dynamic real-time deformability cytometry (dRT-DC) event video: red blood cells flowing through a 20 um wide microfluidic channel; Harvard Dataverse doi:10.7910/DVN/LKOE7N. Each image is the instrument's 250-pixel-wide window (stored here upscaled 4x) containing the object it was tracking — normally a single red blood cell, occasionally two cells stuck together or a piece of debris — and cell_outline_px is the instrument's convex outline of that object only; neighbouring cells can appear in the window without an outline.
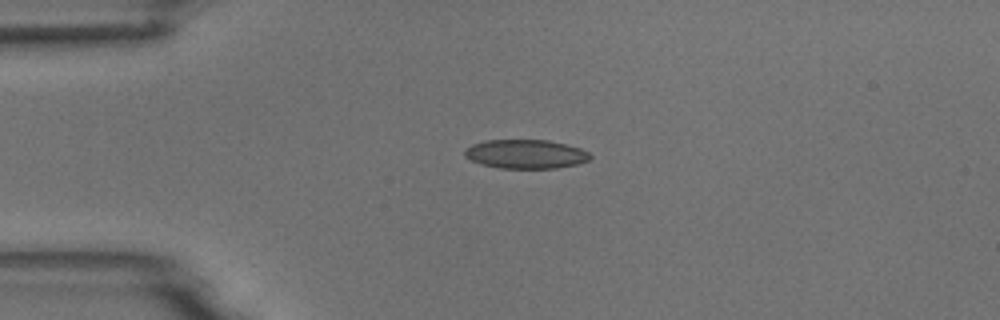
{"species": "common noctule bat (a hibernating species)", "species_latin": "Nyctalus noctula", "temperature_condition": "room temperature", "stored_images_in_passage": 7, "camera_frame_rate_fps": 3000, "um_per_image_px": 0.085, "animal": {"sex": "male", "body_mass_g": 18.8}, "frame": {"image": 1, "passage_image": 3, "time_ms": 2.333, "image_size_px": [1000, 320], "cell_outline_px": [[592, 156], [588, 160], [576, 164], [556, 168], [500, 168], [480, 164], [464, 156], [464, 152], [472, 144], [484, 140], [548, 140], [580, 148], [588, 152]], "centroid_in_image_um": [44.67, 13.09], "position_along_channel_um": 40.3, "area_um2": 21.04}}